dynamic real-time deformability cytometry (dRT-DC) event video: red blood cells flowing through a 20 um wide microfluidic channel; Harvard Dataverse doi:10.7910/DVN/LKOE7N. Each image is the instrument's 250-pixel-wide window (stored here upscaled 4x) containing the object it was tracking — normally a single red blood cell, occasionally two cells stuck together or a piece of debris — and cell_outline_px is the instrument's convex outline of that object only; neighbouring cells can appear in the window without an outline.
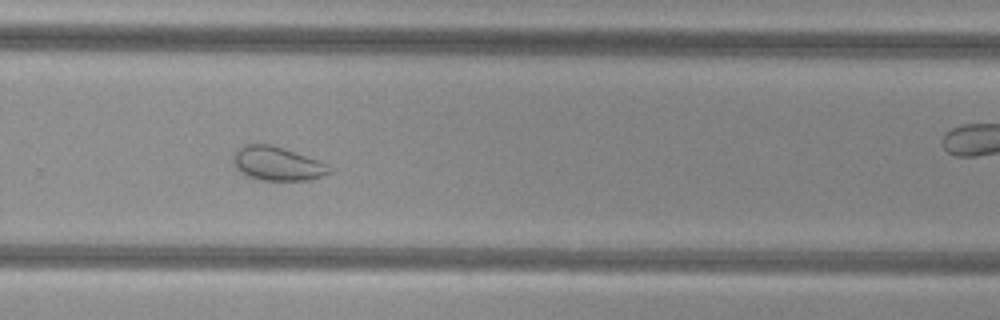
{"species": "common noctule bat (a hibernating species)", "species_latin": "Nyctalus noctula", "temperature_condition": "cold", "stored_images_in_passage": 43, "camera_frame_rate_fps": 3000, "um_per_image_px": 0.085, "animal": {"sex": "female", "body_mass_g": 29.2, "forearm_length_mm": 56.3}, "frame": {"image": 1, "passage_image": 25, "time_ms": 8.0, "image_size_px": [1000, 320], "cell_outline_px": [[332, 172], [308, 180], [260, 180], [248, 176], [240, 172], [236, 168], [232, 160], [232, 156], [244, 144], [272, 144], [284, 148], [316, 160], [324, 164]], "centroid_in_image_um": [23.49, 13.9], "position_along_channel_um": 306.3, "area_um2": 18.61}}
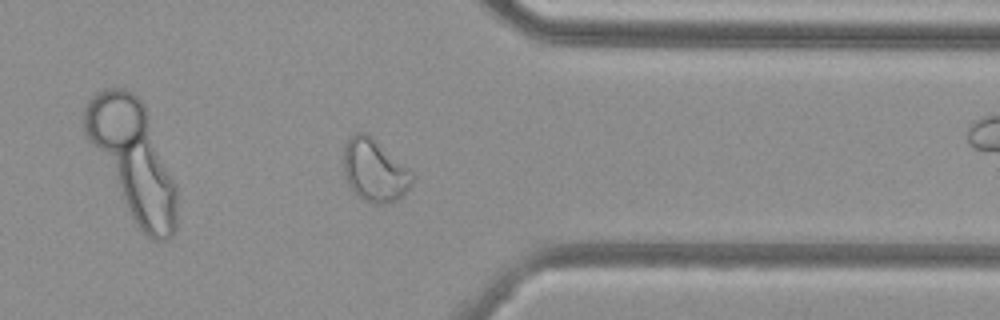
{"frame": {"image": 2, "passage_image": 31, "time_ms": 10.0, "image_size_px": [1000, 320], "cell_outline_px": [[416, 176], [412, 184], [396, 200], [384, 204], [372, 204], [356, 196], [348, 184], [344, 176], [344, 144], [356, 132], [368, 132], [408, 168]], "centroid_in_image_um": [31.83, 14.48], "position_along_channel_um": 379.6, "area_um2": 25.2}}